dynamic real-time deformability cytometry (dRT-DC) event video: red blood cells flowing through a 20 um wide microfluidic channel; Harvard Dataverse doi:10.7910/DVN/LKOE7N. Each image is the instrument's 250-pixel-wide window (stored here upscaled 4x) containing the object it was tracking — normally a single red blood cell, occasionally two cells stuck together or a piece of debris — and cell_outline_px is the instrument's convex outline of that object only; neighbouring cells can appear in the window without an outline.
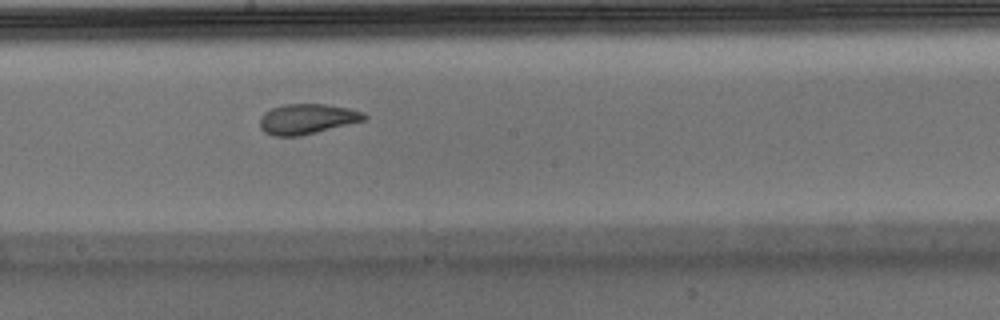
{"species": "Egyptian fruit bat (a non-hibernating species)", "species_latin": "Rousettus aegyptiacus", "temperature_condition": "warm", "stored_images_in_passage": 7, "camera_frame_rate_fps": 3000, "um_per_image_px": 0.085, "animal": {"sex": "male"}, "frame": {"image": 1, "passage_image": 7, "time_ms": 2.0, "image_size_px": [1000, 320], "cell_outline_px": [[368, 116], [364, 120], [300, 136], [272, 136], [264, 132], [260, 128], [260, 116], [264, 112], [272, 108], [284, 104], [324, 104], [348, 108], [364, 112]], "centroid_in_image_um": [26.07, 10.11], "position_along_channel_um": 222.1, "area_um2": 18.32}}